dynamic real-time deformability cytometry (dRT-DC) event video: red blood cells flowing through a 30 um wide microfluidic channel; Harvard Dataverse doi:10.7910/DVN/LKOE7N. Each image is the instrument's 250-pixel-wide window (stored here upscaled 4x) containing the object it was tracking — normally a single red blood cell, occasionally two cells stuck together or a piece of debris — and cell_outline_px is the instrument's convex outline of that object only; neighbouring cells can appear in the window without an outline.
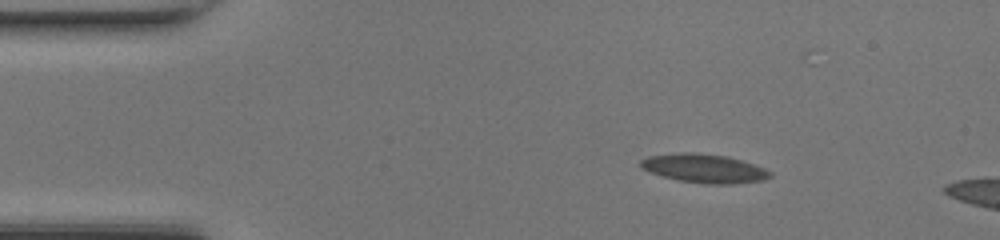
{"species": "common noctule bat (a hibernating species)", "species_latin": "Nyctalus noctula", "temperature_condition": "room temperature", "stored_images_in_passage": 6, "camera_frame_rate_fps": 3000, "um_per_image_px": 0.085, "animal": {"sex": "female", "body_mass_g": 17.0, "forearm_length_mm": 48.0}, "frame": {"image": 1, "passage_image": 1, "time_ms": 0.0, "image_size_px": [1000, 240], "cell_outline_px": [[772, 176], [764, 180], [732, 184], [708, 184], [680, 180], [664, 176], [640, 168], [640, 160], [648, 156], [684, 152], [692, 152], [728, 156], [764, 168], [772, 172]], "centroid_in_image_um": [59.87, 14.31], "position_along_channel_um": 25.1, "area_um2": 21.5}}